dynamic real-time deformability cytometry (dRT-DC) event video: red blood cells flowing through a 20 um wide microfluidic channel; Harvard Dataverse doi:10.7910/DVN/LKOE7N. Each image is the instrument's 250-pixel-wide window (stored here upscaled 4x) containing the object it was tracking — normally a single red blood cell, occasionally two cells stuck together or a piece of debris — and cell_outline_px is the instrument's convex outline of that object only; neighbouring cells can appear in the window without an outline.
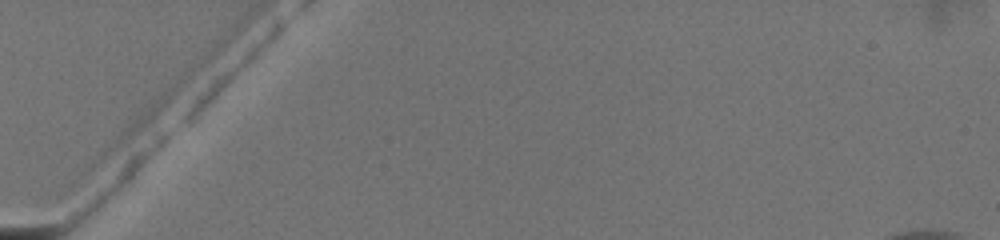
{"species": "common noctule bat (a hibernating species)", "species_latin": "Nyctalus noctula", "temperature_condition": "warm", "stored_images_in_passage": 4, "camera_frame_rate_fps": 3000, "um_per_image_px": 0.085, "animal": {"sex": "female", "body_mass_g": 19.5, "forearm_length_mm": 54.1}, "frame": {"image": 1, "passage_image": 1, "time_ms": 0.0, "image_size_px": [1000, 240], "cell_outline_px": [[284, 24], [280, 32], [196, 120], [180, 120], [184, 112], [216, 80], [276, 24]], "centroid_in_image_um": [19.49, 6.48], "position_along_channel_um": 65.5, "area_um2": 11.33}}